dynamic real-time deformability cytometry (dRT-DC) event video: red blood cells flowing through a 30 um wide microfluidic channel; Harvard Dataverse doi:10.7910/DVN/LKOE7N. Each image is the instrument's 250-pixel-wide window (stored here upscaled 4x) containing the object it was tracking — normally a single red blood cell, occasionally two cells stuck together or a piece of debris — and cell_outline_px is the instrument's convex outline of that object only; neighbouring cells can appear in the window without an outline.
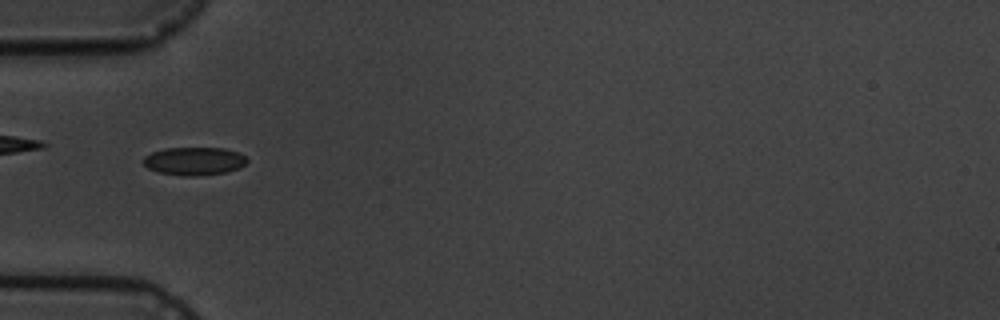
{"species": "common noctule bat (a hibernating species)", "species_latin": "Nyctalus noctula", "temperature_condition": "cold", "stored_images_in_passage": 16, "camera_frame_rate_fps": 3000, "um_per_image_px": 0.085, "animal": {"sex": "male", "body_mass_g": 19.5, "forearm_length_mm": 54.6}, "frame": {"image": 1, "passage_image": 6, "time_ms": 6.333, "image_size_px": [1000, 320], "cell_outline_px": [[248, 160], [240, 168], [228, 172], [196, 176], [184, 176], [160, 172], [148, 168], [144, 164], [144, 156], [152, 152], [164, 148], [224, 148], [236, 152], [244, 156]], "centroid_in_image_um": [16.51, 13.69], "position_along_channel_um": 68.5, "area_um2": 16.88}}
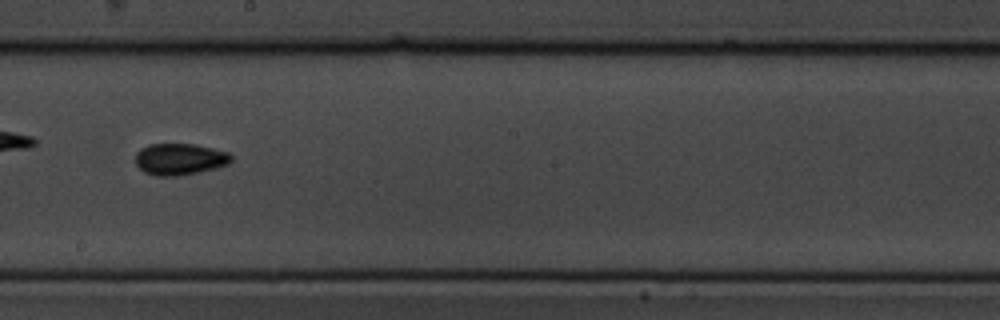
{"frame": {"image": 2, "passage_image": 10, "time_ms": 11.0, "image_size_px": [1000, 320], "cell_outline_px": [[232, 160], [228, 164], [216, 168], [176, 176], [156, 176], [144, 172], [136, 164], [136, 152], [140, 148], [148, 144], [196, 144], [228, 152], [232, 156]], "centroid_in_image_um": [15.26, 13.52], "position_along_channel_um": 232.9, "area_um2": 17.63}}
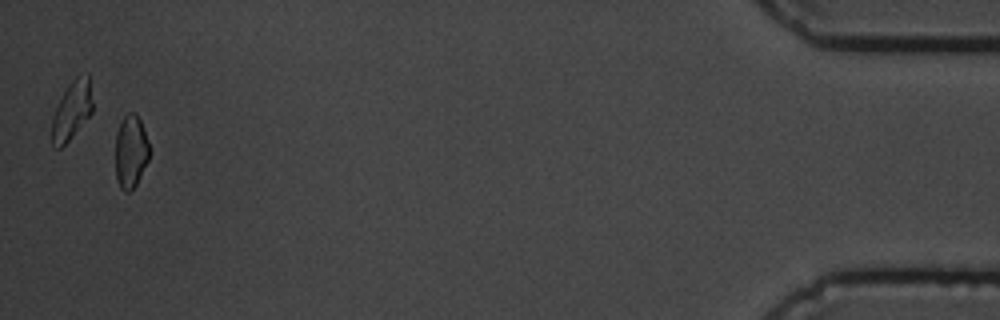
{"frame": {"image": 3, "passage_image": 16, "time_ms": 18.667, "image_size_px": [1000, 320], "cell_outline_px": [[148, 160], [136, 184], [128, 192], [124, 192], [120, 188], [116, 176], [116, 132], [120, 120], [128, 112], [136, 112], [144, 128], [148, 140]], "centroid_in_image_um": [11.1, 12.83], "position_along_channel_um": 424.1, "area_um2": 14.45}, "authors_computed_cell_mechanics": {"area_um2": 16.3285, "velocity_mm_per_s": 3.537, "shape_relaxation_time_tau1_ms": 0.9432, "shape_relaxation_time_tau2_ms": 2.825, "deformation_change_tau1": 0.0465, "deformation_change_tau2": 0.0401}}